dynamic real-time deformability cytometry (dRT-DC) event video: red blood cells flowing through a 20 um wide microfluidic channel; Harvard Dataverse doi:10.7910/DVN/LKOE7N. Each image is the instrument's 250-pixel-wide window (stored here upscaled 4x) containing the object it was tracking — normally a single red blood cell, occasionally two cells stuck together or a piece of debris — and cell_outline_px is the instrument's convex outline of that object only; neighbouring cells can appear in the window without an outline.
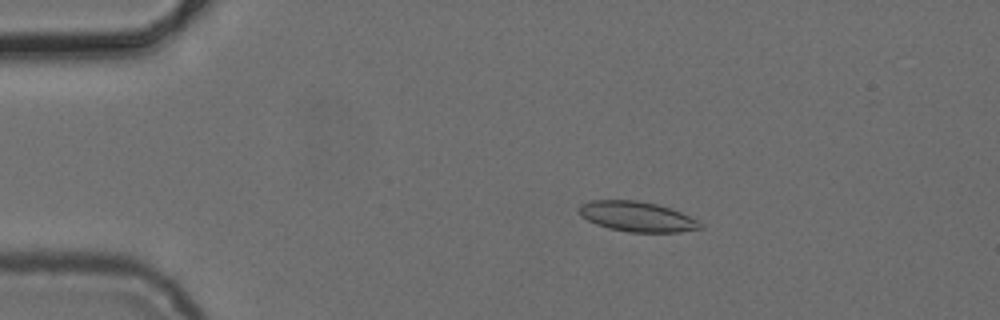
{"species": "common noctule bat (a hibernating species)", "species_latin": "Nyctalus noctula", "temperature_condition": "cold", "stored_images_in_passage": 4, "camera_frame_rate_fps": 3000, "um_per_image_px": 0.085, "animal": {"sex": "female", "body_mass_g": 24.6, "forearm_length_mm": 56.2}, "frame": {"image": 1, "passage_image": 3, "time_ms": 2.333, "image_size_px": [1000, 320], "cell_outline_px": [[704, 228], [680, 232], [628, 232], [608, 228], [596, 224], [580, 216], [580, 204], [592, 200], [636, 200], [656, 204], [680, 212], [704, 224]], "centroid_in_image_um": [54.15, 18.42], "position_along_channel_um": 30.9, "area_um2": 21.15}}